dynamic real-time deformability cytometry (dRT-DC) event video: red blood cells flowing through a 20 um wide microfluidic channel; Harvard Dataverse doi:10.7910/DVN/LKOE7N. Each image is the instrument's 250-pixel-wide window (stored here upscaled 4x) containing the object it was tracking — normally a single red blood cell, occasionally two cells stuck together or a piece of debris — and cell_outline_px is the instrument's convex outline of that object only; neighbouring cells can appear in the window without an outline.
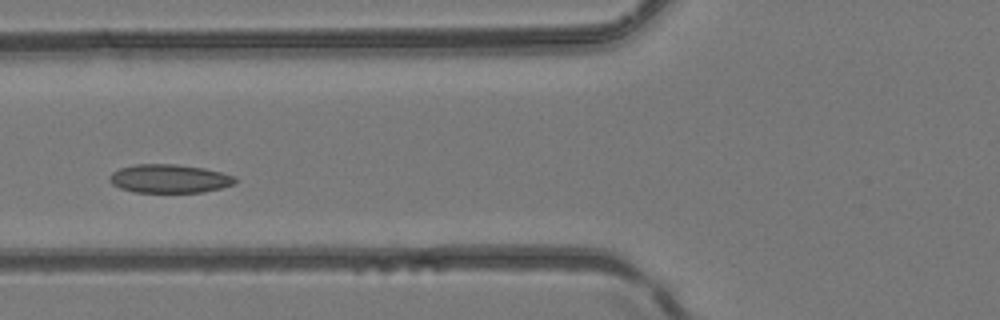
{"species": "common noctule bat (a hibernating species)", "species_latin": "Nyctalus noctula", "temperature_condition": "room temperature", "stored_images_in_passage": 4, "camera_frame_rate_fps": 3000, "um_per_image_px": 0.085, "animal": {"sex": "female", "body_mass_g": 24.6, "forearm_length_mm": 56.2}, "frame": {"image": 1, "passage_image": 4, "time_ms": 1.0, "image_size_px": [1000, 320], "cell_outline_px": [[236, 184], [204, 192], [132, 192], [120, 188], [112, 184], [108, 180], [108, 176], [112, 172], [120, 168], [136, 164], [176, 164], [204, 168], [236, 176]], "centroid_in_image_um": [14.39, 15.18], "position_along_channel_um": 111.4, "area_um2": 21.04}}